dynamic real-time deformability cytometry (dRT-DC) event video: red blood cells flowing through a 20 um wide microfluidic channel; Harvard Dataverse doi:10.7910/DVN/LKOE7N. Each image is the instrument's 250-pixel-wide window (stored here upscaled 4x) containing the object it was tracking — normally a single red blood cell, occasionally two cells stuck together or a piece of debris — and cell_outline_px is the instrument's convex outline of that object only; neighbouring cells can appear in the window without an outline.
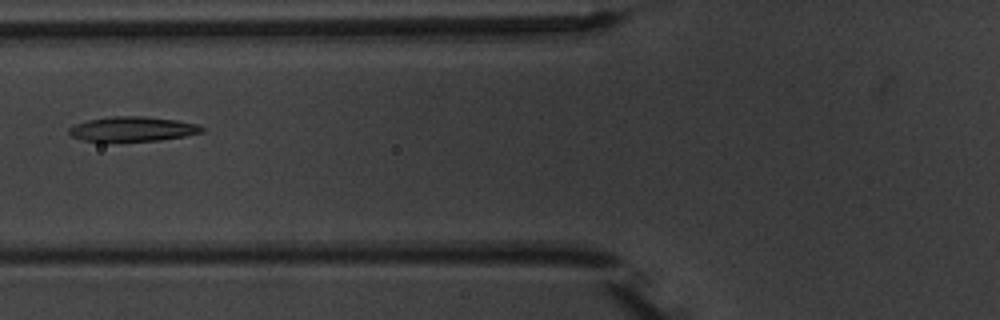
{"species": "common noctule bat (a hibernating species)", "species_latin": "Nyctalus noctula", "temperature_condition": "warm", "stored_images_in_passage": 8, "camera_frame_rate_fps": 3000, "um_per_image_px": 0.085, "animal": {"sex": "male", "body_mass_g": 20.1, "forearm_length_mm": 53.5}, "frame": {"image": 1, "passage_image": 6, "time_ms": 7.333, "image_size_px": [1000, 320], "cell_outline_px": [[204, 132], [184, 136], [160, 140], [104, 144], [84, 140], [72, 136], [68, 132], [68, 128], [76, 124], [88, 120], [112, 116], [144, 116], [176, 120], [200, 124], [204, 128]], "centroid_in_image_um": [11.24, 11.0], "position_along_channel_um": 114.6, "area_um2": 19.88}}
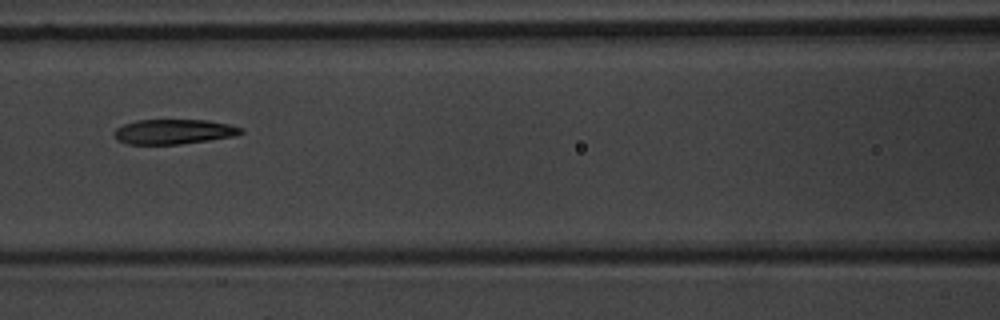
{"frame": {"image": 2, "passage_image": 7, "time_ms": 8.333, "image_size_px": [1000, 320], "cell_outline_px": [[244, 132], [236, 136], [180, 144], [128, 144], [116, 140], [112, 136], [112, 132], [116, 128], [124, 124], [136, 120], [208, 120], [228, 124], [244, 128]], "centroid_in_image_um": [14.74, 11.19], "position_along_channel_um": 151.9, "area_um2": 18.55}}
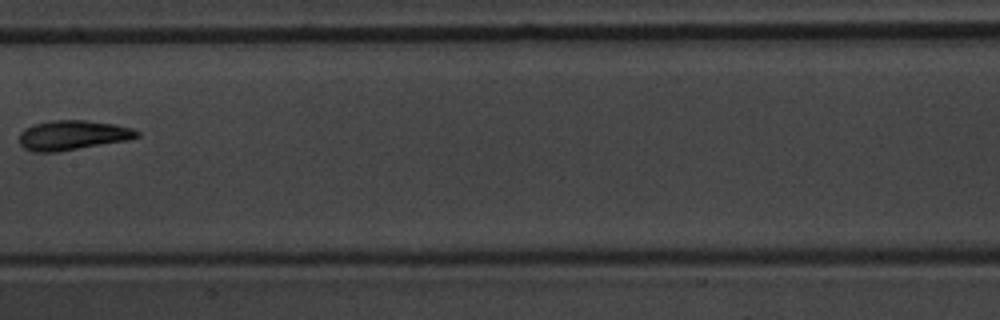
{"frame": {"image": 3, "passage_image": 8, "time_ms": 9.667, "image_size_px": [1000, 320], "cell_outline_px": [[140, 136], [128, 140], [56, 152], [32, 152], [24, 148], [20, 144], [20, 132], [24, 128], [32, 124], [48, 120], [84, 120], [116, 124], [132, 128], [140, 132]], "centroid_in_image_um": [6.16, 11.48], "position_along_channel_um": 201.2, "area_um2": 20.52}}